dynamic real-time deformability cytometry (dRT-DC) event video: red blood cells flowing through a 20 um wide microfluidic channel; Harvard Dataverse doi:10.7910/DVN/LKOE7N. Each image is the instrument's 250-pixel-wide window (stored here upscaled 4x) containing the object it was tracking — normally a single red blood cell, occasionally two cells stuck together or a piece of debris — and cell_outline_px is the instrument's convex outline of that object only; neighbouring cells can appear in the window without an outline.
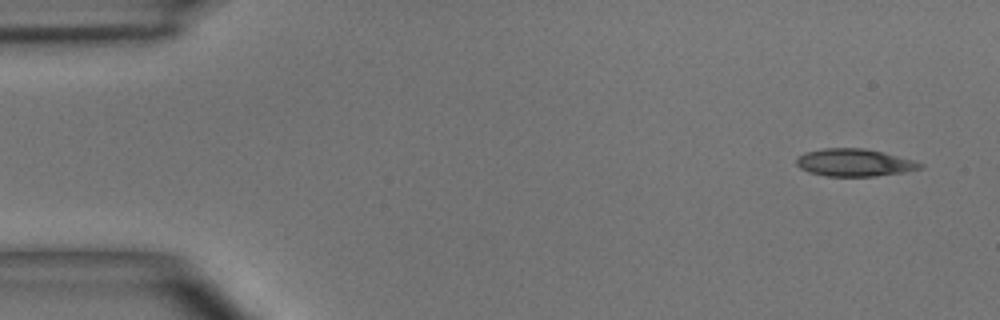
{"species": "common noctule bat (a hibernating species)", "species_latin": "Nyctalus noctula", "temperature_condition": "room temperature", "stored_images_in_passage": 5, "camera_frame_rate_fps": 3000, "um_per_image_px": 0.085, "animal": {"sex": "male", "body_mass_g": 15.6}, "frame": {"image": 1, "passage_image": 1, "time_ms": 0.0, "image_size_px": [1000, 320], "cell_outline_px": [[924, 168], [904, 172], [876, 176], [828, 176], [808, 172], [800, 168], [796, 164], [796, 156], [804, 152], [824, 148], [864, 148], [884, 152], [912, 160], [924, 164]], "centroid_in_image_um": [72.6, 13.82], "position_along_channel_um": 12.4, "area_um2": 19.94}}